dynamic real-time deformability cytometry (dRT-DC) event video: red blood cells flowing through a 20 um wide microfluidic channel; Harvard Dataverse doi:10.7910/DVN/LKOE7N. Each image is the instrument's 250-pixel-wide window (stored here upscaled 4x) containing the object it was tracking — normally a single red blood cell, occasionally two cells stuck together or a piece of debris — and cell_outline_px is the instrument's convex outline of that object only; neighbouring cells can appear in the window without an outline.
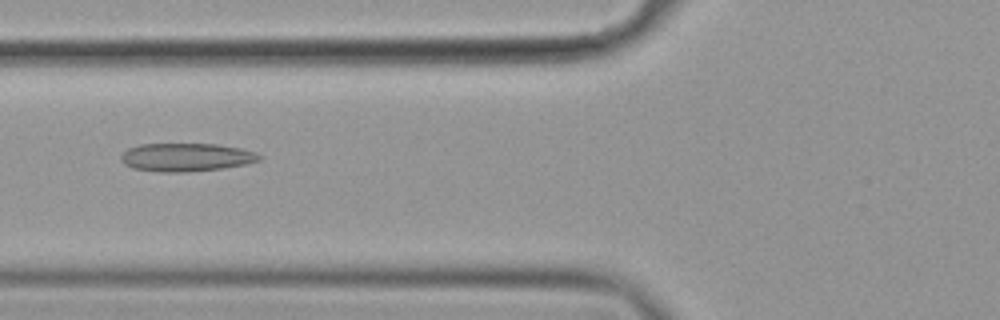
{"species": "common noctule bat (a hibernating species)", "species_latin": "Nyctalus noctula", "temperature_condition": "cold", "stored_images_in_passage": 48, "camera_frame_rate_fps": 3000, "um_per_image_px": 0.085, "animal": {"sex": "female", "body_mass_g": 19.9}, "frame": {"image": 1, "passage_image": 14, "time_ms": 4.333, "image_size_px": [1000, 320], "cell_outline_px": [[264, 156], [260, 160], [244, 164], [220, 168], [184, 172], [160, 172], [132, 168], [124, 164], [120, 160], [120, 156], [128, 148], [140, 144], [216, 144], [240, 148], [256, 152]], "centroid_in_image_um": [15.81, 13.36], "position_along_channel_um": 110.0, "area_um2": 22.72}}
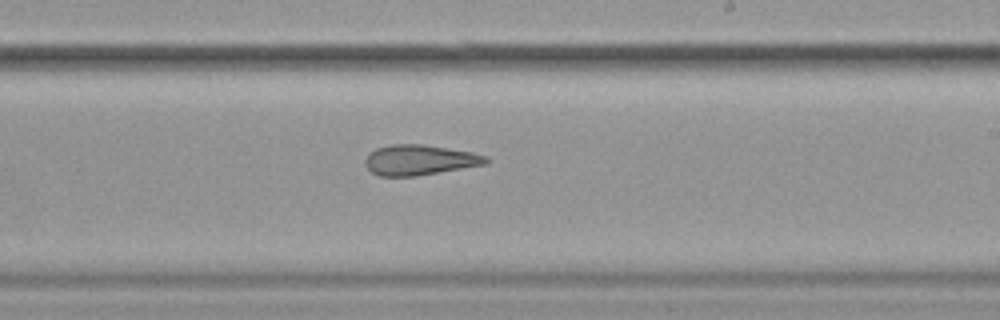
{"frame": {"image": 2, "passage_image": 26, "time_ms": 8.333, "image_size_px": [1000, 320], "cell_outline_px": [[488, 164], [416, 176], [380, 176], [372, 172], [364, 164], [364, 160], [368, 152], [376, 148], [392, 144], [420, 144], [472, 152], [488, 156]], "centroid_in_image_um": [35.65, 13.6], "position_along_channel_um": 253.4, "area_um2": 21.39}}
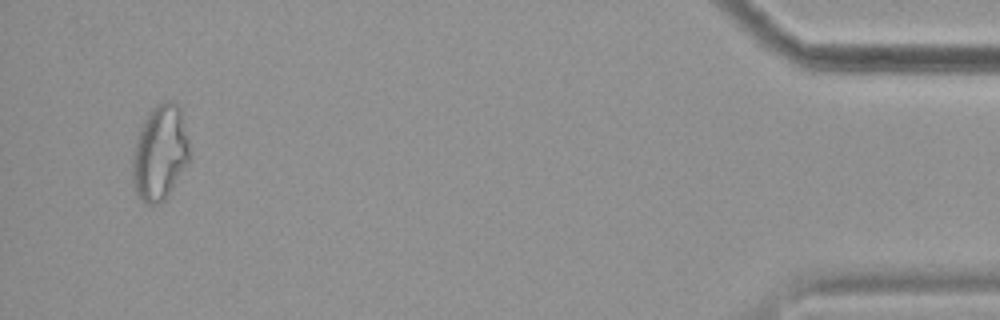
{"frame": {"image": 3, "passage_image": 46, "time_ms": 15.0, "image_size_px": [1000, 320], "cell_outline_px": [[192, 160], [164, 200], [160, 204], [148, 204], [140, 200], [136, 196], [132, 188], [132, 156], [136, 136], [148, 112], [156, 104], [164, 100], [168, 100], [176, 104], [180, 108], [188, 136], [192, 152]], "centroid_in_image_um": [13.61, 13.01], "position_along_channel_um": 421.6, "area_um2": 32.71}, "authors_computed_cell_mechanics": {"area_um2": 23.5246, "velocity_mm_per_s": 3.5942, "shape_relaxation_time_tau1_ms": null, "shape_relaxation_time_tau2_ms": 4.0416, "deformation_change_tau1": null, "deformation_change_tau2": 0.1399}}